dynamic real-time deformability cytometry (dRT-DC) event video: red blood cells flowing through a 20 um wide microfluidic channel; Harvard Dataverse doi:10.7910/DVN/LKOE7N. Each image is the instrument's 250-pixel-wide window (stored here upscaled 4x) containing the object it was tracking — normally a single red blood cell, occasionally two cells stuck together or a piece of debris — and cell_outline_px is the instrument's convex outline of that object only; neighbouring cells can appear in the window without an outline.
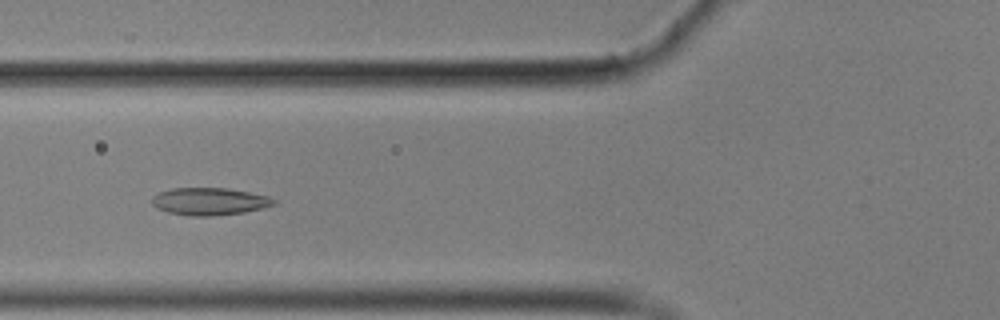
{"species": "common noctule bat (a hibernating species)", "species_latin": "Nyctalus noctula", "temperature_condition": "cold", "stored_images_in_passage": 56, "camera_frame_rate_fps": 3000, "um_per_image_px": 0.085, "animal": {"sex": "male", "body_mass_g": 17.9}, "frame": {"image": 1, "passage_image": 21, "time_ms": 6.667, "image_size_px": [1000, 320], "cell_outline_px": [[276, 204], [244, 212], [212, 216], [188, 216], [168, 212], [156, 208], [152, 204], [152, 196], [160, 192], [172, 188], [228, 188], [268, 196], [276, 200]], "centroid_in_image_um": [17.78, 17.12], "position_along_channel_um": 108.0, "area_um2": 19.42}}
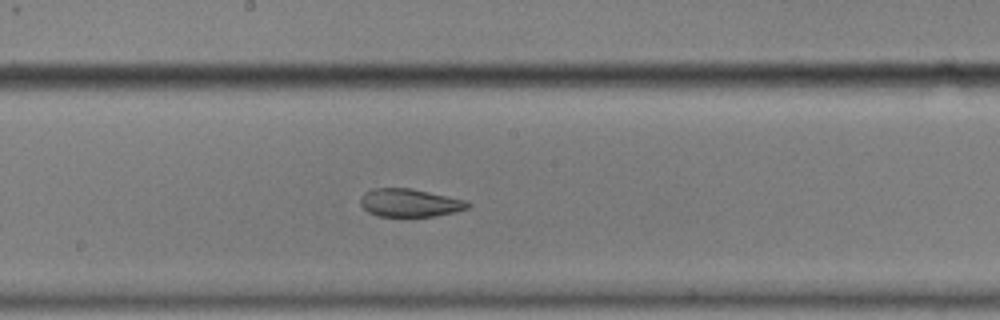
{"frame": {"image": 2, "passage_image": 30, "time_ms": 9.667, "image_size_px": [1000, 320], "cell_outline_px": [[472, 204], [468, 208], [456, 212], [436, 216], [376, 216], [368, 212], [360, 204], [360, 196], [364, 192], [372, 188], [412, 188], [464, 200]], "centroid_in_image_um": [34.8, 17.24], "position_along_channel_um": 213.4, "area_um2": 17.63}}
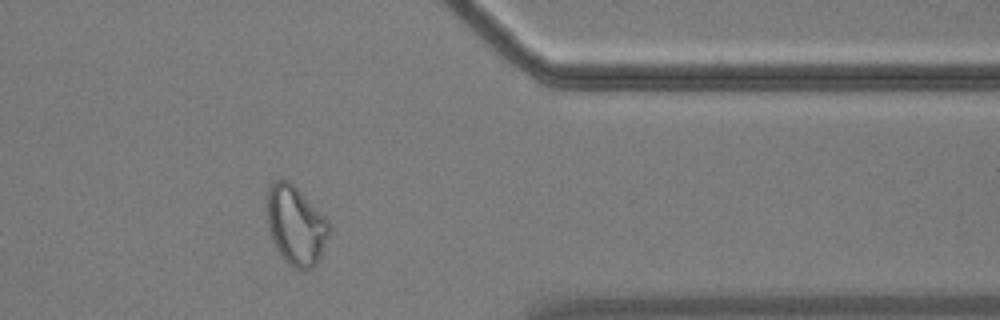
{"frame": {"image": 3, "passage_image": 46, "time_ms": 15.0, "image_size_px": [1000, 320], "cell_outline_px": [[332, 228], [320, 256], [316, 264], [312, 268], [296, 268], [288, 264], [284, 260], [276, 248], [272, 240], [268, 228], [268, 188], [276, 180], [288, 180], [328, 220]], "centroid_in_image_um": [25.15, 19.18], "position_along_channel_um": 386.2, "area_um2": 28.09}, "authors_computed_cell_mechanics": {"area_um2": 20.3456, "velocity_mm_per_s": 3.5014, "shape_relaxation_time_tau1_ms": null, "shape_relaxation_time_tau2_ms": 2.2933, "deformation_change_tau1": null, "deformation_change_tau2": 0.0644}}